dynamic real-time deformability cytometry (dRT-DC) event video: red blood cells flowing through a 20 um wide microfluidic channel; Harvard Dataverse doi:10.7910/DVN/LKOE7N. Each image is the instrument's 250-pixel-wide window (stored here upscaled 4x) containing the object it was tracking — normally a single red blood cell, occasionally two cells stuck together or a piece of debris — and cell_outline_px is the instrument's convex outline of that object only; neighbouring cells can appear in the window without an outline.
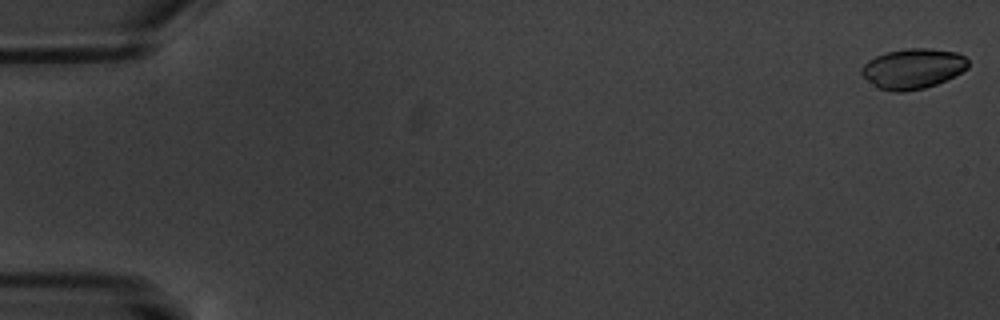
{"species": "common noctule bat (a hibernating species)", "species_latin": "Nyctalus noctula", "temperature_condition": "warm", "stored_images_in_passage": 6, "camera_frame_rate_fps": 3000, "um_per_image_px": 0.085, "animal": {"sex": "male", "body_mass_g": 20.1, "forearm_length_mm": 53.5}, "frame": {"image": 1, "passage_image": 1, "time_ms": 0.0, "image_size_px": [1000, 320], "cell_outline_px": [[968, 68], [936, 84], [924, 88], [904, 92], [892, 92], [880, 88], [868, 80], [860, 72], [860, 68], [868, 60], [876, 56], [888, 52], [904, 48], [928, 48], [956, 52], [964, 56], [968, 60]], "centroid_in_image_um": [77.58, 5.82], "position_along_channel_um": 7.4, "area_um2": 24.74}}
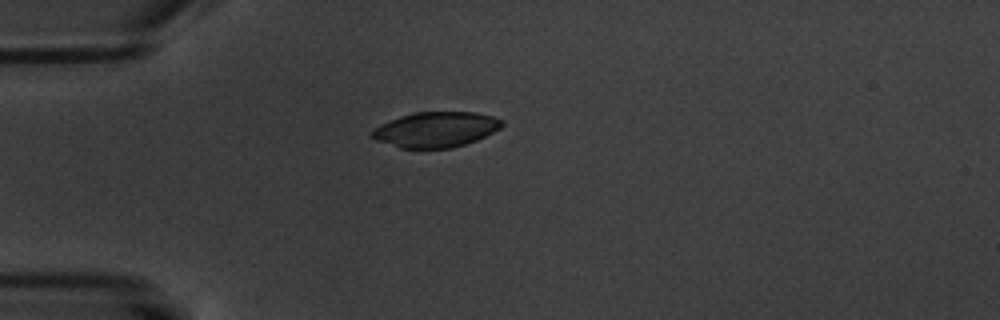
{"frame": {"image": 2, "passage_image": 5, "time_ms": 5.333, "image_size_px": [1000, 320], "cell_outline_px": [[504, 124], [500, 128], [476, 140], [452, 148], [400, 148], [376, 140], [368, 136], [380, 124], [400, 116], [416, 112], [476, 112], [492, 116], [504, 120]], "centroid_in_image_um": [37.04, 11.01], "position_along_channel_um": 48.0, "area_um2": 26.65}}